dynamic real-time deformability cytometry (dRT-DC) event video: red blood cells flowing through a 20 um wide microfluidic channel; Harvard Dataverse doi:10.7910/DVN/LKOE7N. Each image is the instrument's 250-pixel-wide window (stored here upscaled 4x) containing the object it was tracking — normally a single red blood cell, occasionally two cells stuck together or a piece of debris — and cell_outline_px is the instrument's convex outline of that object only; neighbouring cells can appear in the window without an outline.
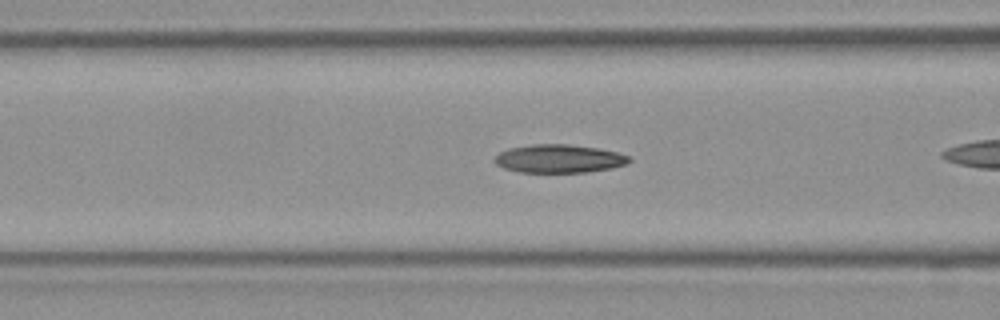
{"species": "Egyptian fruit bat (a non-hibernating species)", "species_latin": "Rousettus aegyptiacus", "temperature_condition": "room temperature", "stored_images_in_passage": 23, "camera_frame_rate_fps": 3000, "um_per_image_px": 0.085, "frame": {"image": 1, "passage_image": 4, "time_ms": 1.0, "image_size_px": [1000, 320], "cell_outline_px": [[632, 160], [628, 164], [612, 168], [584, 172], [520, 172], [504, 168], [496, 164], [492, 160], [500, 152], [508, 148], [532, 144], [568, 144], [600, 148], [616, 152], [628, 156]], "centroid_in_image_um": [47.52, 13.48], "position_along_channel_um": 119.1, "area_um2": 22.25}}
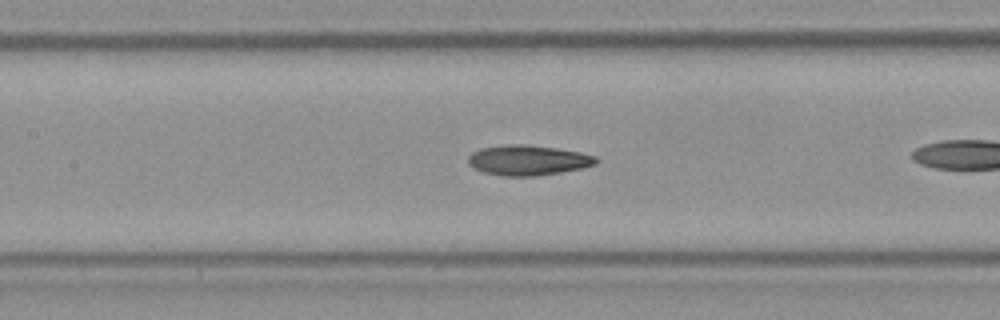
{"frame": {"image": 2, "passage_image": 7, "time_ms": 2.0, "image_size_px": [1000, 320], "cell_outline_px": [[600, 160], [596, 164], [584, 168], [536, 176], [500, 176], [484, 172], [472, 168], [468, 164], [468, 156], [472, 152], [480, 148], [508, 144], [528, 144], [556, 148], [580, 152], [596, 156]], "centroid_in_image_um": [44.88, 13.62], "position_along_channel_um": 162.5, "area_um2": 22.77}}
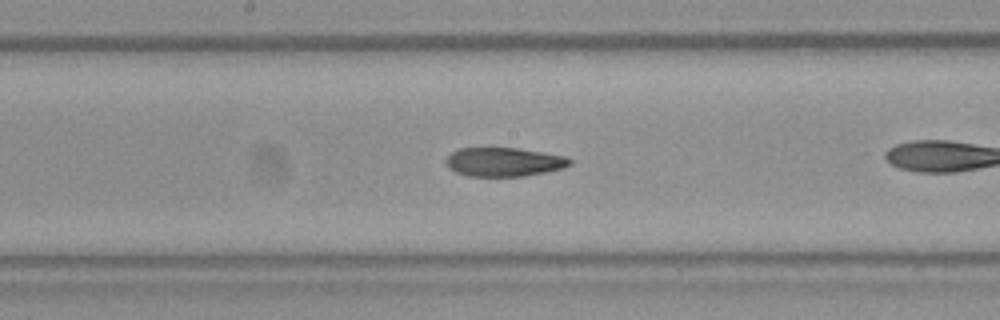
{"frame": {"image": 3, "passage_image": 10, "time_ms": 3.0, "image_size_px": [1000, 320], "cell_outline_px": [[572, 164], [564, 168], [548, 172], [524, 176], [468, 176], [456, 172], [448, 168], [444, 160], [452, 152], [460, 148], [516, 148], [564, 156], [572, 160]], "centroid_in_image_um": [42.83, 13.77], "position_along_channel_um": 205.4, "area_um2": 20.87}}